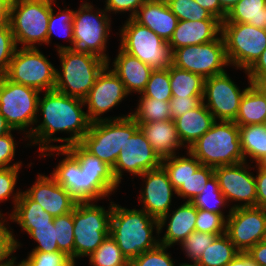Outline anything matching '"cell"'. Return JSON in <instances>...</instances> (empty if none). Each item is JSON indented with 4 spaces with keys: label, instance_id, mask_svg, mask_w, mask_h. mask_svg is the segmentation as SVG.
Returning <instances> with one entry per match:
<instances>
[{
    "label": "cell",
    "instance_id": "obj_1",
    "mask_svg": "<svg viewBox=\"0 0 266 266\" xmlns=\"http://www.w3.org/2000/svg\"><path fill=\"white\" fill-rule=\"evenodd\" d=\"M83 107H85L83 99L56 90L45 91L38 102V113L43 116V121L37 127H31V134L27 137L31 142L27 145H39L41 154L49 149L68 148L80 143L91 124L87 112L82 110ZM58 132L70 133V137H53ZM57 141L64 144L59 146L50 144Z\"/></svg>",
    "mask_w": 266,
    "mask_h": 266
},
{
    "label": "cell",
    "instance_id": "obj_2",
    "mask_svg": "<svg viewBox=\"0 0 266 266\" xmlns=\"http://www.w3.org/2000/svg\"><path fill=\"white\" fill-rule=\"evenodd\" d=\"M158 219L144 210L128 209L113 202L109 235L117 243L128 261L160 244Z\"/></svg>",
    "mask_w": 266,
    "mask_h": 266
},
{
    "label": "cell",
    "instance_id": "obj_3",
    "mask_svg": "<svg viewBox=\"0 0 266 266\" xmlns=\"http://www.w3.org/2000/svg\"><path fill=\"white\" fill-rule=\"evenodd\" d=\"M187 150L202 165L212 168L244 161L239 126L234 121L216 120Z\"/></svg>",
    "mask_w": 266,
    "mask_h": 266
},
{
    "label": "cell",
    "instance_id": "obj_4",
    "mask_svg": "<svg viewBox=\"0 0 266 266\" xmlns=\"http://www.w3.org/2000/svg\"><path fill=\"white\" fill-rule=\"evenodd\" d=\"M93 4L82 2L73 16V44L72 46H62L57 44L56 50L70 49L75 53H86L96 55L108 62L109 56L106 54L107 42L111 28V17L104 9H93Z\"/></svg>",
    "mask_w": 266,
    "mask_h": 266
},
{
    "label": "cell",
    "instance_id": "obj_5",
    "mask_svg": "<svg viewBox=\"0 0 266 266\" xmlns=\"http://www.w3.org/2000/svg\"><path fill=\"white\" fill-rule=\"evenodd\" d=\"M53 153H51V152ZM64 155V159L50 175L65 188L77 202L99 201L115 192L116 188L106 178L89 176L80 167L78 159L67 148H53L43 151L40 156ZM48 153V154H47Z\"/></svg>",
    "mask_w": 266,
    "mask_h": 266
},
{
    "label": "cell",
    "instance_id": "obj_6",
    "mask_svg": "<svg viewBox=\"0 0 266 266\" xmlns=\"http://www.w3.org/2000/svg\"><path fill=\"white\" fill-rule=\"evenodd\" d=\"M57 52L61 69L60 71L56 69L54 90L84 99L108 62L96 55L75 53L70 49H62Z\"/></svg>",
    "mask_w": 266,
    "mask_h": 266
},
{
    "label": "cell",
    "instance_id": "obj_7",
    "mask_svg": "<svg viewBox=\"0 0 266 266\" xmlns=\"http://www.w3.org/2000/svg\"><path fill=\"white\" fill-rule=\"evenodd\" d=\"M56 0H12L10 26L16 46L37 48L47 44L48 22Z\"/></svg>",
    "mask_w": 266,
    "mask_h": 266
},
{
    "label": "cell",
    "instance_id": "obj_8",
    "mask_svg": "<svg viewBox=\"0 0 266 266\" xmlns=\"http://www.w3.org/2000/svg\"><path fill=\"white\" fill-rule=\"evenodd\" d=\"M93 201L77 202L73 208L75 259L93 253L109 236L112 204L108 210Z\"/></svg>",
    "mask_w": 266,
    "mask_h": 266
},
{
    "label": "cell",
    "instance_id": "obj_9",
    "mask_svg": "<svg viewBox=\"0 0 266 266\" xmlns=\"http://www.w3.org/2000/svg\"><path fill=\"white\" fill-rule=\"evenodd\" d=\"M41 93L33 87L11 82L5 76L0 77V113L12 129L25 132L26 139L31 134L28 127L38 122Z\"/></svg>",
    "mask_w": 266,
    "mask_h": 266
},
{
    "label": "cell",
    "instance_id": "obj_10",
    "mask_svg": "<svg viewBox=\"0 0 266 266\" xmlns=\"http://www.w3.org/2000/svg\"><path fill=\"white\" fill-rule=\"evenodd\" d=\"M119 33L120 48L129 55L153 69L168 68L172 64V52L168 42L133 18L126 20Z\"/></svg>",
    "mask_w": 266,
    "mask_h": 266
},
{
    "label": "cell",
    "instance_id": "obj_11",
    "mask_svg": "<svg viewBox=\"0 0 266 266\" xmlns=\"http://www.w3.org/2000/svg\"><path fill=\"white\" fill-rule=\"evenodd\" d=\"M161 163L162 160L146 139L139 128V124L130 115L127 116L126 142L112 168L113 177L117 184L121 183L123 171L139 177L146 171L159 168Z\"/></svg>",
    "mask_w": 266,
    "mask_h": 266
},
{
    "label": "cell",
    "instance_id": "obj_12",
    "mask_svg": "<svg viewBox=\"0 0 266 266\" xmlns=\"http://www.w3.org/2000/svg\"><path fill=\"white\" fill-rule=\"evenodd\" d=\"M229 64L247 71L266 48V28L247 23H221Z\"/></svg>",
    "mask_w": 266,
    "mask_h": 266
},
{
    "label": "cell",
    "instance_id": "obj_13",
    "mask_svg": "<svg viewBox=\"0 0 266 266\" xmlns=\"http://www.w3.org/2000/svg\"><path fill=\"white\" fill-rule=\"evenodd\" d=\"M5 77L11 82L33 87L40 92L52 91L56 84V68L38 47H17Z\"/></svg>",
    "mask_w": 266,
    "mask_h": 266
},
{
    "label": "cell",
    "instance_id": "obj_14",
    "mask_svg": "<svg viewBox=\"0 0 266 266\" xmlns=\"http://www.w3.org/2000/svg\"><path fill=\"white\" fill-rule=\"evenodd\" d=\"M172 64L180 69L201 75L204 79L221 74L229 66L222 35L209 43L189 45L172 53Z\"/></svg>",
    "mask_w": 266,
    "mask_h": 266
},
{
    "label": "cell",
    "instance_id": "obj_15",
    "mask_svg": "<svg viewBox=\"0 0 266 266\" xmlns=\"http://www.w3.org/2000/svg\"><path fill=\"white\" fill-rule=\"evenodd\" d=\"M126 142V117L91 122L80 145L111 168Z\"/></svg>",
    "mask_w": 266,
    "mask_h": 266
},
{
    "label": "cell",
    "instance_id": "obj_16",
    "mask_svg": "<svg viewBox=\"0 0 266 266\" xmlns=\"http://www.w3.org/2000/svg\"><path fill=\"white\" fill-rule=\"evenodd\" d=\"M226 219V234L239 252L246 253L262 241L266 230V208L236 207Z\"/></svg>",
    "mask_w": 266,
    "mask_h": 266
},
{
    "label": "cell",
    "instance_id": "obj_17",
    "mask_svg": "<svg viewBox=\"0 0 266 266\" xmlns=\"http://www.w3.org/2000/svg\"><path fill=\"white\" fill-rule=\"evenodd\" d=\"M246 90L241 91L225 71L205 79L202 102L215 120L234 121Z\"/></svg>",
    "mask_w": 266,
    "mask_h": 266
},
{
    "label": "cell",
    "instance_id": "obj_18",
    "mask_svg": "<svg viewBox=\"0 0 266 266\" xmlns=\"http://www.w3.org/2000/svg\"><path fill=\"white\" fill-rule=\"evenodd\" d=\"M246 161L214 168V176L218 180L219 189L227 202H242L230 207H257L256 180ZM248 169H250L248 171Z\"/></svg>",
    "mask_w": 266,
    "mask_h": 266
},
{
    "label": "cell",
    "instance_id": "obj_19",
    "mask_svg": "<svg viewBox=\"0 0 266 266\" xmlns=\"http://www.w3.org/2000/svg\"><path fill=\"white\" fill-rule=\"evenodd\" d=\"M129 94L127 93L123 82L107 65L97 76L95 84L90 89L88 95L83 99L87 106V116L91 122L105 119H120L129 116H117L103 118L106 112H109L113 107L124 100Z\"/></svg>",
    "mask_w": 266,
    "mask_h": 266
},
{
    "label": "cell",
    "instance_id": "obj_20",
    "mask_svg": "<svg viewBox=\"0 0 266 266\" xmlns=\"http://www.w3.org/2000/svg\"><path fill=\"white\" fill-rule=\"evenodd\" d=\"M139 177L145 182L143 189L141 188L140 197H138L142 203V210L159 220L169 212L176 190L162 166L146 171Z\"/></svg>",
    "mask_w": 266,
    "mask_h": 266
},
{
    "label": "cell",
    "instance_id": "obj_21",
    "mask_svg": "<svg viewBox=\"0 0 266 266\" xmlns=\"http://www.w3.org/2000/svg\"><path fill=\"white\" fill-rule=\"evenodd\" d=\"M53 217L72 212L76 199L50 175L39 174L34 184L24 191Z\"/></svg>",
    "mask_w": 266,
    "mask_h": 266
},
{
    "label": "cell",
    "instance_id": "obj_22",
    "mask_svg": "<svg viewBox=\"0 0 266 266\" xmlns=\"http://www.w3.org/2000/svg\"><path fill=\"white\" fill-rule=\"evenodd\" d=\"M221 21L219 19H205L200 21L179 20L170 41L171 52L176 49L209 43L221 35Z\"/></svg>",
    "mask_w": 266,
    "mask_h": 266
},
{
    "label": "cell",
    "instance_id": "obj_23",
    "mask_svg": "<svg viewBox=\"0 0 266 266\" xmlns=\"http://www.w3.org/2000/svg\"><path fill=\"white\" fill-rule=\"evenodd\" d=\"M169 219V220H168ZM168 220V224L167 223ZM196 221V207L192 202L185 201L175 211L165 214L158 220L159 233L166 226V232L162 238L160 236V244L164 246L172 247L176 243L179 245L194 231Z\"/></svg>",
    "mask_w": 266,
    "mask_h": 266
},
{
    "label": "cell",
    "instance_id": "obj_24",
    "mask_svg": "<svg viewBox=\"0 0 266 266\" xmlns=\"http://www.w3.org/2000/svg\"><path fill=\"white\" fill-rule=\"evenodd\" d=\"M133 19L155 32L165 42L170 41L179 21L165 0H147Z\"/></svg>",
    "mask_w": 266,
    "mask_h": 266
},
{
    "label": "cell",
    "instance_id": "obj_25",
    "mask_svg": "<svg viewBox=\"0 0 266 266\" xmlns=\"http://www.w3.org/2000/svg\"><path fill=\"white\" fill-rule=\"evenodd\" d=\"M118 51V55L112 62V70L123 82L128 94L132 92L141 94L154 69L140 59L129 55L120 47Z\"/></svg>",
    "mask_w": 266,
    "mask_h": 266
},
{
    "label": "cell",
    "instance_id": "obj_26",
    "mask_svg": "<svg viewBox=\"0 0 266 266\" xmlns=\"http://www.w3.org/2000/svg\"><path fill=\"white\" fill-rule=\"evenodd\" d=\"M137 123L161 160L177 155L176 150L185 147L172 119Z\"/></svg>",
    "mask_w": 266,
    "mask_h": 266
},
{
    "label": "cell",
    "instance_id": "obj_27",
    "mask_svg": "<svg viewBox=\"0 0 266 266\" xmlns=\"http://www.w3.org/2000/svg\"><path fill=\"white\" fill-rule=\"evenodd\" d=\"M173 121L182 144L186 147L185 149H188L212 127L216 120L201 102L196 108L187 111Z\"/></svg>",
    "mask_w": 266,
    "mask_h": 266
},
{
    "label": "cell",
    "instance_id": "obj_28",
    "mask_svg": "<svg viewBox=\"0 0 266 266\" xmlns=\"http://www.w3.org/2000/svg\"><path fill=\"white\" fill-rule=\"evenodd\" d=\"M11 212L8 218L11 222L17 223L27 234L34 229V226L51 225L53 223L54 217L23 191Z\"/></svg>",
    "mask_w": 266,
    "mask_h": 266
},
{
    "label": "cell",
    "instance_id": "obj_29",
    "mask_svg": "<svg viewBox=\"0 0 266 266\" xmlns=\"http://www.w3.org/2000/svg\"><path fill=\"white\" fill-rule=\"evenodd\" d=\"M249 86L240 101L239 111L234 122L238 126L266 123V97L248 79Z\"/></svg>",
    "mask_w": 266,
    "mask_h": 266
},
{
    "label": "cell",
    "instance_id": "obj_30",
    "mask_svg": "<svg viewBox=\"0 0 266 266\" xmlns=\"http://www.w3.org/2000/svg\"><path fill=\"white\" fill-rule=\"evenodd\" d=\"M239 136L244 161L260 164L266 158V123L239 126Z\"/></svg>",
    "mask_w": 266,
    "mask_h": 266
},
{
    "label": "cell",
    "instance_id": "obj_31",
    "mask_svg": "<svg viewBox=\"0 0 266 266\" xmlns=\"http://www.w3.org/2000/svg\"><path fill=\"white\" fill-rule=\"evenodd\" d=\"M172 96L203 97L205 79L187 70L180 69L173 64L169 66Z\"/></svg>",
    "mask_w": 266,
    "mask_h": 266
},
{
    "label": "cell",
    "instance_id": "obj_32",
    "mask_svg": "<svg viewBox=\"0 0 266 266\" xmlns=\"http://www.w3.org/2000/svg\"><path fill=\"white\" fill-rule=\"evenodd\" d=\"M266 0H239L227 13L223 22L247 23L265 28Z\"/></svg>",
    "mask_w": 266,
    "mask_h": 266
},
{
    "label": "cell",
    "instance_id": "obj_33",
    "mask_svg": "<svg viewBox=\"0 0 266 266\" xmlns=\"http://www.w3.org/2000/svg\"><path fill=\"white\" fill-rule=\"evenodd\" d=\"M186 152L188 157L174 155L163 159L161 163L176 191L186 182L191 173H195L202 165L189 150Z\"/></svg>",
    "mask_w": 266,
    "mask_h": 266
},
{
    "label": "cell",
    "instance_id": "obj_34",
    "mask_svg": "<svg viewBox=\"0 0 266 266\" xmlns=\"http://www.w3.org/2000/svg\"><path fill=\"white\" fill-rule=\"evenodd\" d=\"M238 253L239 251L225 233L218 236L213 243L203 251L197 264L199 266H226Z\"/></svg>",
    "mask_w": 266,
    "mask_h": 266
},
{
    "label": "cell",
    "instance_id": "obj_35",
    "mask_svg": "<svg viewBox=\"0 0 266 266\" xmlns=\"http://www.w3.org/2000/svg\"><path fill=\"white\" fill-rule=\"evenodd\" d=\"M79 161L81 169L89 176L106 178L116 189L119 187L113 177L112 168L96 156L87 152L79 143L67 148Z\"/></svg>",
    "mask_w": 266,
    "mask_h": 266
},
{
    "label": "cell",
    "instance_id": "obj_36",
    "mask_svg": "<svg viewBox=\"0 0 266 266\" xmlns=\"http://www.w3.org/2000/svg\"><path fill=\"white\" fill-rule=\"evenodd\" d=\"M140 95L135 112L129 113L136 122H158L171 119L169 101Z\"/></svg>",
    "mask_w": 266,
    "mask_h": 266
},
{
    "label": "cell",
    "instance_id": "obj_37",
    "mask_svg": "<svg viewBox=\"0 0 266 266\" xmlns=\"http://www.w3.org/2000/svg\"><path fill=\"white\" fill-rule=\"evenodd\" d=\"M192 203L197 209L221 214L225 219L228 217V215H224L221 208H226L225 205H229L226 197L219 189L218 180L214 175L206 183L203 191L192 201Z\"/></svg>",
    "mask_w": 266,
    "mask_h": 266
},
{
    "label": "cell",
    "instance_id": "obj_38",
    "mask_svg": "<svg viewBox=\"0 0 266 266\" xmlns=\"http://www.w3.org/2000/svg\"><path fill=\"white\" fill-rule=\"evenodd\" d=\"M88 258L91 266H123L129 262L110 235Z\"/></svg>",
    "mask_w": 266,
    "mask_h": 266
},
{
    "label": "cell",
    "instance_id": "obj_39",
    "mask_svg": "<svg viewBox=\"0 0 266 266\" xmlns=\"http://www.w3.org/2000/svg\"><path fill=\"white\" fill-rule=\"evenodd\" d=\"M53 223L59 251L63 252L74 263L73 210L68 214L54 217Z\"/></svg>",
    "mask_w": 266,
    "mask_h": 266
},
{
    "label": "cell",
    "instance_id": "obj_40",
    "mask_svg": "<svg viewBox=\"0 0 266 266\" xmlns=\"http://www.w3.org/2000/svg\"><path fill=\"white\" fill-rule=\"evenodd\" d=\"M148 98L169 101L172 98L170 73L168 68L154 69L144 91L141 93Z\"/></svg>",
    "mask_w": 266,
    "mask_h": 266
},
{
    "label": "cell",
    "instance_id": "obj_41",
    "mask_svg": "<svg viewBox=\"0 0 266 266\" xmlns=\"http://www.w3.org/2000/svg\"><path fill=\"white\" fill-rule=\"evenodd\" d=\"M54 7H52L50 18L48 22V33H47V45L51 43L52 34H56L60 37L66 38L71 44H73V16L75 10L69 8H59V13L54 14Z\"/></svg>",
    "mask_w": 266,
    "mask_h": 266
},
{
    "label": "cell",
    "instance_id": "obj_42",
    "mask_svg": "<svg viewBox=\"0 0 266 266\" xmlns=\"http://www.w3.org/2000/svg\"><path fill=\"white\" fill-rule=\"evenodd\" d=\"M213 175L214 168L201 165L195 173H191L186 182L176 191V195L192 202L203 191Z\"/></svg>",
    "mask_w": 266,
    "mask_h": 266
},
{
    "label": "cell",
    "instance_id": "obj_43",
    "mask_svg": "<svg viewBox=\"0 0 266 266\" xmlns=\"http://www.w3.org/2000/svg\"><path fill=\"white\" fill-rule=\"evenodd\" d=\"M169 9L178 20L200 21L217 19L209 11L201 7L195 0H165Z\"/></svg>",
    "mask_w": 266,
    "mask_h": 266
},
{
    "label": "cell",
    "instance_id": "obj_44",
    "mask_svg": "<svg viewBox=\"0 0 266 266\" xmlns=\"http://www.w3.org/2000/svg\"><path fill=\"white\" fill-rule=\"evenodd\" d=\"M218 236L219 235L194 231L180 244V246L183 252L185 251L184 254H186V257L189 258L192 263H197L203 251H205Z\"/></svg>",
    "mask_w": 266,
    "mask_h": 266
},
{
    "label": "cell",
    "instance_id": "obj_45",
    "mask_svg": "<svg viewBox=\"0 0 266 266\" xmlns=\"http://www.w3.org/2000/svg\"><path fill=\"white\" fill-rule=\"evenodd\" d=\"M195 229L220 236L226 233V219L221 214L196 208Z\"/></svg>",
    "mask_w": 266,
    "mask_h": 266
},
{
    "label": "cell",
    "instance_id": "obj_46",
    "mask_svg": "<svg viewBox=\"0 0 266 266\" xmlns=\"http://www.w3.org/2000/svg\"><path fill=\"white\" fill-rule=\"evenodd\" d=\"M28 235L37 242V246L31 252L52 253L59 251L54 223L51 225L34 226V229Z\"/></svg>",
    "mask_w": 266,
    "mask_h": 266
},
{
    "label": "cell",
    "instance_id": "obj_47",
    "mask_svg": "<svg viewBox=\"0 0 266 266\" xmlns=\"http://www.w3.org/2000/svg\"><path fill=\"white\" fill-rule=\"evenodd\" d=\"M21 167L22 166L0 168V203L9 200V198H13V209L22 193L20 190L14 193L18 173L20 171L19 169H21ZM0 215H3L1 211Z\"/></svg>",
    "mask_w": 266,
    "mask_h": 266
},
{
    "label": "cell",
    "instance_id": "obj_48",
    "mask_svg": "<svg viewBox=\"0 0 266 266\" xmlns=\"http://www.w3.org/2000/svg\"><path fill=\"white\" fill-rule=\"evenodd\" d=\"M168 248V246L159 244L129 262L131 266H176L171 255L166 251Z\"/></svg>",
    "mask_w": 266,
    "mask_h": 266
},
{
    "label": "cell",
    "instance_id": "obj_49",
    "mask_svg": "<svg viewBox=\"0 0 266 266\" xmlns=\"http://www.w3.org/2000/svg\"><path fill=\"white\" fill-rule=\"evenodd\" d=\"M4 216L0 215V266L8 264L16 258L12 254L16 252L18 247H21V243L15 239L12 229L9 230V227L5 224L7 220Z\"/></svg>",
    "mask_w": 266,
    "mask_h": 266
},
{
    "label": "cell",
    "instance_id": "obj_50",
    "mask_svg": "<svg viewBox=\"0 0 266 266\" xmlns=\"http://www.w3.org/2000/svg\"><path fill=\"white\" fill-rule=\"evenodd\" d=\"M27 266H76L63 252H30L23 259Z\"/></svg>",
    "mask_w": 266,
    "mask_h": 266
},
{
    "label": "cell",
    "instance_id": "obj_51",
    "mask_svg": "<svg viewBox=\"0 0 266 266\" xmlns=\"http://www.w3.org/2000/svg\"><path fill=\"white\" fill-rule=\"evenodd\" d=\"M17 46L10 24L0 27V77L5 76Z\"/></svg>",
    "mask_w": 266,
    "mask_h": 266
},
{
    "label": "cell",
    "instance_id": "obj_52",
    "mask_svg": "<svg viewBox=\"0 0 266 266\" xmlns=\"http://www.w3.org/2000/svg\"><path fill=\"white\" fill-rule=\"evenodd\" d=\"M13 138L11 131L0 136V168L22 166L21 161L13 163L12 165L10 164L13 158H15L16 145H18Z\"/></svg>",
    "mask_w": 266,
    "mask_h": 266
},
{
    "label": "cell",
    "instance_id": "obj_53",
    "mask_svg": "<svg viewBox=\"0 0 266 266\" xmlns=\"http://www.w3.org/2000/svg\"><path fill=\"white\" fill-rule=\"evenodd\" d=\"M203 101V97H177L170 99V115L175 120L187 111L193 110Z\"/></svg>",
    "mask_w": 266,
    "mask_h": 266
},
{
    "label": "cell",
    "instance_id": "obj_54",
    "mask_svg": "<svg viewBox=\"0 0 266 266\" xmlns=\"http://www.w3.org/2000/svg\"><path fill=\"white\" fill-rule=\"evenodd\" d=\"M147 0H106L105 1V10L108 13H122L131 12L129 18H133L137 13L138 9L146 2Z\"/></svg>",
    "mask_w": 266,
    "mask_h": 266
},
{
    "label": "cell",
    "instance_id": "obj_55",
    "mask_svg": "<svg viewBox=\"0 0 266 266\" xmlns=\"http://www.w3.org/2000/svg\"><path fill=\"white\" fill-rule=\"evenodd\" d=\"M245 73L247 74L246 77H248L252 84L266 79V48L256 62L245 71Z\"/></svg>",
    "mask_w": 266,
    "mask_h": 266
},
{
    "label": "cell",
    "instance_id": "obj_56",
    "mask_svg": "<svg viewBox=\"0 0 266 266\" xmlns=\"http://www.w3.org/2000/svg\"><path fill=\"white\" fill-rule=\"evenodd\" d=\"M257 175L254 176L257 188V207L266 208V168L256 164Z\"/></svg>",
    "mask_w": 266,
    "mask_h": 266
},
{
    "label": "cell",
    "instance_id": "obj_57",
    "mask_svg": "<svg viewBox=\"0 0 266 266\" xmlns=\"http://www.w3.org/2000/svg\"><path fill=\"white\" fill-rule=\"evenodd\" d=\"M201 7L223 22L227 12L220 6L219 0H195Z\"/></svg>",
    "mask_w": 266,
    "mask_h": 266
},
{
    "label": "cell",
    "instance_id": "obj_58",
    "mask_svg": "<svg viewBox=\"0 0 266 266\" xmlns=\"http://www.w3.org/2000/svg\"><path fill=\"white\" fill-rule=\"evenodd\" d=\"M246 253L259 266H266V244L262 241L258 242Z\"/></svg>",
    "mask_w": 266,
    "mask_h": 266
},
{
    "label": "cell",
    "instance_id": "obj_59",
    "mask_svg": "<svg viewBox=\"0 0 266 266\" xmlns=\"http://www.w3.org/2000/svg\"><path fill=\"white\" fill-rule=\"evenodd\" d=\"M226 266H259L247 253L239 252Z\"/></svg>",
    "mask_w": 266,
    "mask_h": 266
},
{
    "label": "cell",
    "instance_id": "obj_60",
    "mask_svg": "<svg viewBox=\"0 0 266 266\" xmlns=\"http://www.w3.org/2000/svg\"><path fill=\"white\" fill-rule=\"evenodd\" d=\"M12 0H0V27L10 23V7Z\"/></svg>",
    "mask_w": 266,
    "mask_h": 266
},
{
    "label": "cell",
    "instance_id": "obj_61",
    "mask_svg": "<svg viewBox=\"0 0 266 266\" xmlns=\"http://www.w3.org/2000/svg\"><path fill=\"white\" fill-rule=\"evenodd\" d=\"M10 131H15L6 122L4 116L0 113V136H3Z\"/></svg>",
    "mask_w": 266,
    "mask_h": 266
},
{
    "label": "cell",
    "instance_id": "obj_62",
    "mask_svg": "<svg viewBox=\"0 0 266 266\" xmlns=\"http://www.w3.org/2000/svg\"><path fill=\"white\" fill-rule=\"evenodd\" d=\"M239 0H219L220 6L228 13V11L238 2Z\"/></svg>",
    "mask_w": 266,
    "mask_h": 266
},
{
    "label": "cell",
    "instance_id": "obj_63",
    "mask_svg": "<svg viewBox=\"0 0 266 266\" xmlns=\"http://www.w3.org/2000/svg\"><path fill=\"white\" fill-rule=\"evenodd\" d=\"M266 97V79L254 83Z\"/></svg>",
    "mask_w": 266,
    "mask_h": 266
},
{
    "label": "cell",
    "instance_id": "obj_64",
    "mask_svg": "<svg viewBox=\"0 0 266 266\" xmlns=\"http://www.w3.org/2000/svg\"><path fill=\"white\" fill-rule=\"evenodd\" d=\"M15 260L16 258H14L11 262H9L8 266H27L23 260H21L20 263H17Z\"/></svg>",
    "mask_w": 266,
    "mask_h": 266
},
{
    "label": "cell",
    "instance_id": "obj_65",
    "mask_svg": "<svg viewBox=\"0 0 266 266\" xmlns=\"http://www.w3.org/2000/svg\"><path fill=\"white\" fill-rule=\"evenodd\" d=\"M179 266H199L197 263H180Z\"/></svg>",
    "mask_w": 266,
    "mask_h": 266
},
{
    "label": "cell",
    "instance_id": "obj_66",
    "mask_svg": "<svg viewBox=\"0 0 266 266\" xmlns=\"http://www.w3.org/2000/svg\"><path fill=\"white\" fill-rule=\"evenodd\" d=\"M259 165H261L264 168H266V158Z\"/></svg>",
    "mask_w": 266,
    "mask_h": 266
},
{
    "label": "cell",
    "instance_id": "obj_67",
    "mask_svg": "<svg viewBox=\"0 0 266 266\" xmlns=\"http://www.w3.org/2000/svg\"><path fill=\"white\" fill-rule=\"evenodd\" d=\"M262 242L266 244V230L264 232L263 238H262Z\"/></svg>",
    "mask_w": 266,
    "mask_h": 266
},
{
    "label": "cell",
    "instance_id": "obj_68",
    "mask_svg": "<svg viewBox=\"0 0 266 266\" xmlns=\"http://www.w3.org/2000/svg\"><path fill=\"white\" fill-rule=\"evenodd\" d=\"M264 14H265V28H266V7H265V10H264Z\"/></svg>",
    "mask_w": 266,
    "mask_h": 266
},
{
    "label": "cell",
    "instance_id": "obj_69",
    "mask_svg": "<svg viewBox=\"0 0 266 266\" xmlns=\"http://www.w3.org/2000/svg\"><path fill=\"white\" fill-rule=\"evenodd\" d=\"M123 266H131V264H130V262H128L127 264H125Z\"/></svg>",
    "mask_w": 266,
    "mask_h": 266
}]
</instances>
